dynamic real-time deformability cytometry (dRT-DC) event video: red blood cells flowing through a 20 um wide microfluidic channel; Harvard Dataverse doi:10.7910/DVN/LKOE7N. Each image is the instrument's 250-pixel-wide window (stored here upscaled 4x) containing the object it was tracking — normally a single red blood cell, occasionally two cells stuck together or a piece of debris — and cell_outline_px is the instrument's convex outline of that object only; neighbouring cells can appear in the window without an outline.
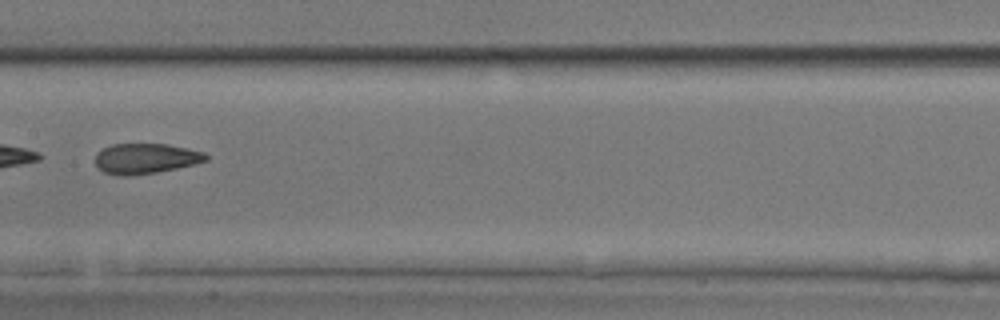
{"species": "common noctule bat (a hibernating species)", "species_latin": "Nyctalus noctula", "temperature_condition": "room temperature", "stored_images_in_passage": 9, "camera_frame_rate_fps": 3000, "um_per_image_px": 0.085, "animal": {"sex": "male", "body_mass_g": 17.9, "forearm_length_mm": 54.2}, "frame": {"image": 1, "passage_image": 8, "time_ms": 8.0, "image_size_px": [1000, 320], "cell_outline_px": [[208, 160], [176, 168], [156, 172], [132, 176], [116, 176], [104, 172], [96, 164], [96, 152], [112, 144], [168, 144], [188, 148], [204, 152], [208, 156]], "centroid_in_image_um": [12.37, 13.47], "position_along_channel_um": 195.0, "area_um2": 19.54}}